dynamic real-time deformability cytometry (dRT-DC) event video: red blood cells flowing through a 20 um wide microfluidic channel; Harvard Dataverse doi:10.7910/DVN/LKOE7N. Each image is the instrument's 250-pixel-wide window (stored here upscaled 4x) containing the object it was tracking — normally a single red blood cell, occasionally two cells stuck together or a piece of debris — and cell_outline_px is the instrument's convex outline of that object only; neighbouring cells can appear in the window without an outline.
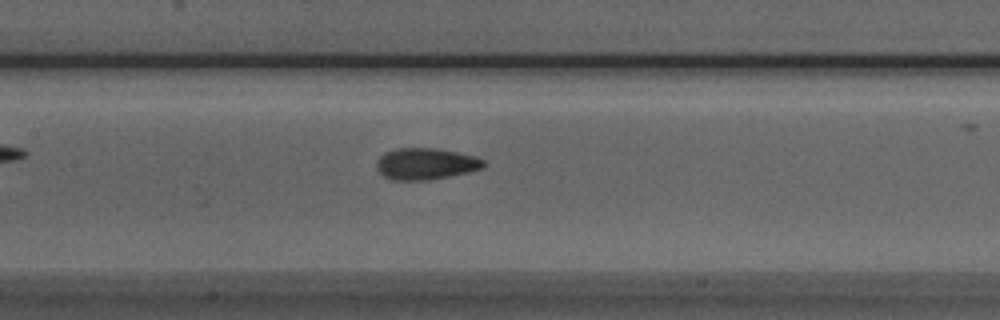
{"species": "Egyptian fruit bat (a non-hibernating species)", "species_latin": "Rousettus aegyptiacus", "temperature_condition": "room temperature", "stored_images_in_passage": 25, "camera_frame_rate_fps": 3000, "um_per_image_px": 0.085, "animal": {"sex": "male"}, "frame": {"image": 1, "passage_image": 8, "time_ms": 2.333, "image_size_px": [1000, 320], "cell_outline_px": [[484, 168], [468, 172], [428, 180], [392, 180], [384, 176], [376, 168], [376, 160], [384, 152], [396, 148], [436, 148], [476, 156], [484, 160]], "centroid_in_image_um": [36.16, 13.92], "position_along_channel_um": 171.2, "area_um2": 19.71}}
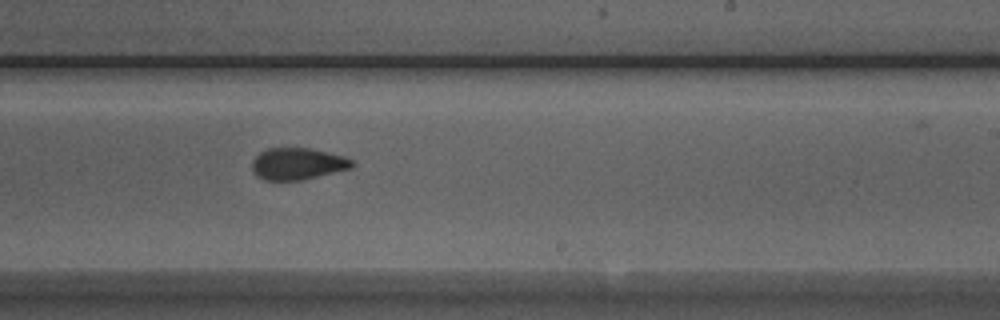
{"frame": {"image": 2, "passage_image": 15, "time_ms": 4.667, "image_size_px": [1000, 320], "cell_outline_px": [[356, 164], [352, 168], [300, 180], [264, 180], [256, 176], [252, 172], [252, 160], [260, 152], [268, 148], [312, 148], [344, 156], [352, 160]], "centroid_in_image_um": [25.29, 13.92], "position_along_channel_um": 263.7, "area_um2": 18.61}}
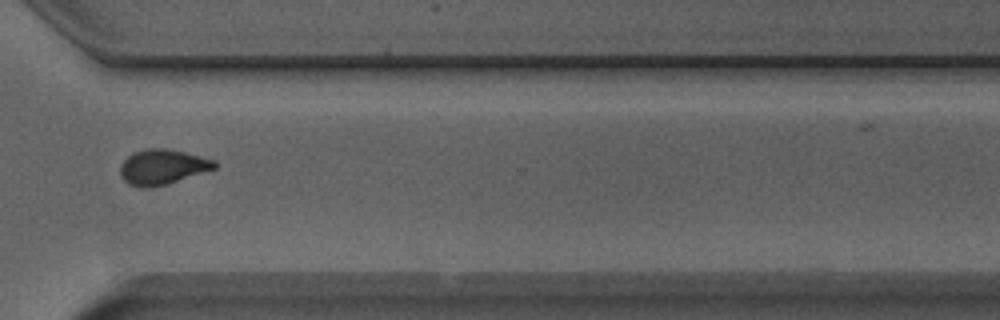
{"frame": {"image": 3, "passage_image": 22, "time_ms": 7.0, "image_size_px": [1000, 320], "cell_outline_px": [[216, 168], [168, 184], [152, 188], [140, 188], [128, 184], [120, 176], [120, 164], [132, 152], [144, 148], [164, 148], [184, 152], [216, 160]], "centroid_in_image_um": [13.77, 14.2], "position_along_channel_um": 356.8, "area_um2": 19.54}}